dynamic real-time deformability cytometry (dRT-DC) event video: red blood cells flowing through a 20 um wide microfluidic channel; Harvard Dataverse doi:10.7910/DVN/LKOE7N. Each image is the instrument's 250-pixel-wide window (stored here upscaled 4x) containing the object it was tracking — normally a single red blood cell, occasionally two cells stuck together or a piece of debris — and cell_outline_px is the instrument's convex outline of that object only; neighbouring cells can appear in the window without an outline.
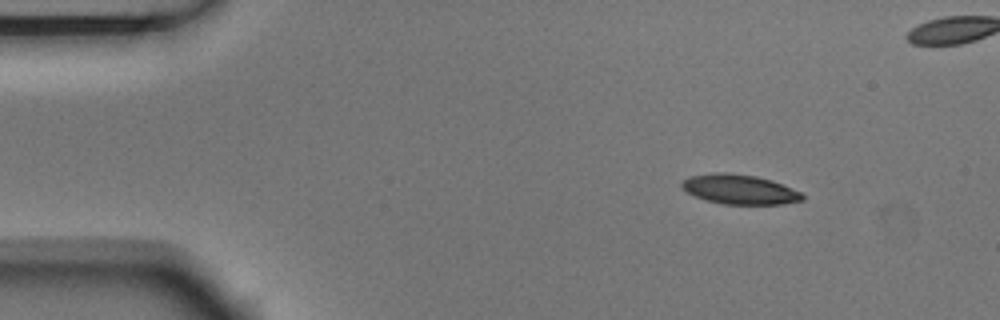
{"species": "Egyptian fruit bat (a non-hibernating species)", "species_latin": "Rousettus aegyptiacus", "temperature_condition": "room temperature", "stored_images_in_passage": 4, "camera_frame_rate_fps": 3000, "um_per_image_px": 0.085, "animal": {"sex": "male"}, "frame": {"image": 1, "passage_image": 1, "time_ms": 0.0, "image_size_px": [1000, 320], "cell_outline_px": [[804, 200], [780, 204], [724, 204], [708, 200], [696, 196], [680, 188], [680, 184], [684, 180], [692, 176], [712, 172], [728, 172], [756, 176], [772, 180], [792, 188], [800, 192], [804, 196]], "centroid_in_image_um": [62.87, 16.08], "position_along_channel_um": 22.1, "area_um2": 20.75}}